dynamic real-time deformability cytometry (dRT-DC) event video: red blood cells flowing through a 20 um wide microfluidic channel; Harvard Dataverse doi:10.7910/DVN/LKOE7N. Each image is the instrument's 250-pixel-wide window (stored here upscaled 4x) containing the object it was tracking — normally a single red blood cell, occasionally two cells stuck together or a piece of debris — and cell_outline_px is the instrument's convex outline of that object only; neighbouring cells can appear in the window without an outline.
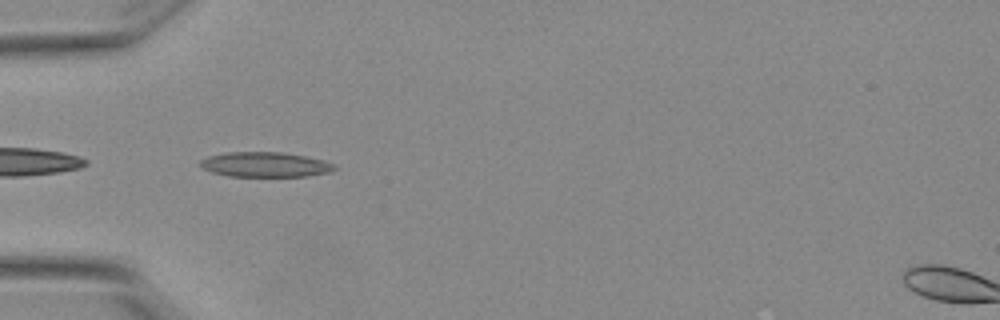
{"species": "Egyptian fruit bat (a non-hibernating species)", "species_latin": "Rousettus aegyptiacus", "temperature_condition": "warm", "stored_images_in_passage": 37, "camera_frame_rate_fps": 3000, "um_per_image_px": 0.085, "animal": {"sex": "female"}, "frame": {"image": 1, "passage_image": 1, "time_ms": 0.0, "image_size_px": [1000, 320], "cell_outline_px": [[336, 168], [328, 172], [304, 176], [228, 176], [212, 172], [204, 168], [200, 164], [200, 160], [208, 156], [228, 152], [280, 152], [304, 156], [320, 160], [332, 164]], "centroid_in_image_um": [22.47, 13.98], "position_along_channel_um": 62.5, "area_um2": 19.07}}
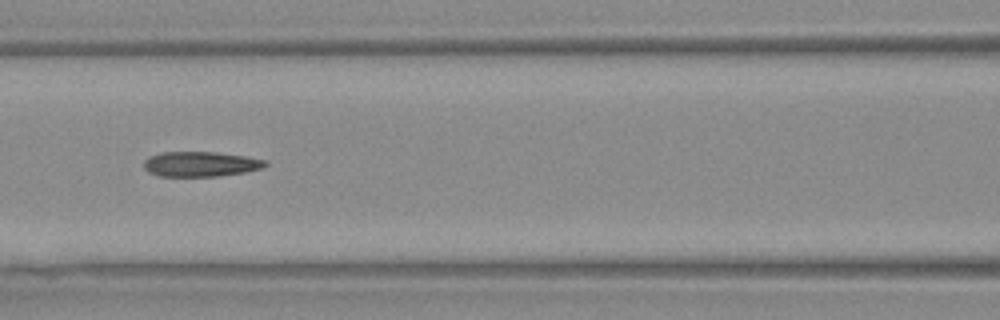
{"frame": {"image": 2, "passage_image": 8, "time_ms": 2.333, "image_size_px": [1000, 320], "cell_outline_px": [[268, 164], [260, 168], [244, 172], [220, 176], [160, 176], [148, 172], [144, 168], [144, 160], [148, 156], [160, 152], [216, 152], [244, 156], [264, 160]], "centroid_in_image_um": [16.99, 13.94], "position_along_channel_um": 149.6, "area_um2": 17.63}}
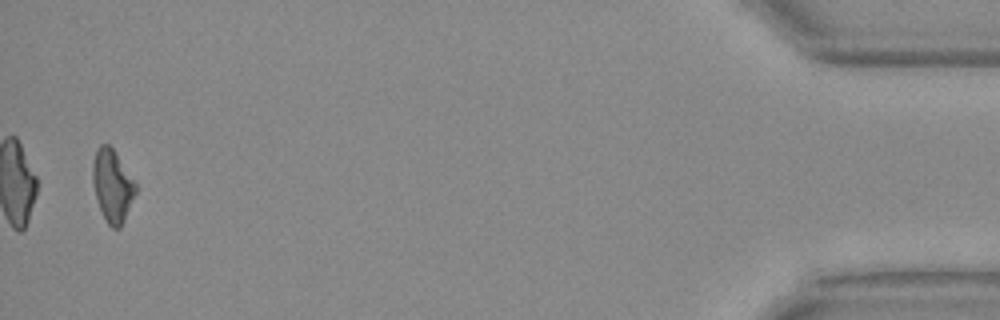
{"frame": {"image": 3, "passage_image": 36, "time_ms": 11.667, "image_size_px": [1000, 320], "cell_outline_px": [[136, 192], [124, 220], [120, 228], [112, 228], [108, 224], [100, 208], [96, 196], [92, 180], [92, 164], [96, 148], [100, 144], [108, 144], [112, 148], [136, 180]], "centroid_in_image_um": [9.56, 15.75], "position_along_channel_um": 425.6, "area_um2": 18.09}, "authors_computed_cell_mechanics": {"area_um2": 18.0914, "velocity_mm_per_s": 3.8463, "shape_relaxation_time_tau1_ms": 8.6741, "shape_relaxation_time_tau2_ms": 1.893, "deformation_change_tau1": 0.2085, "deformation_change_tau2": 0.0968}}